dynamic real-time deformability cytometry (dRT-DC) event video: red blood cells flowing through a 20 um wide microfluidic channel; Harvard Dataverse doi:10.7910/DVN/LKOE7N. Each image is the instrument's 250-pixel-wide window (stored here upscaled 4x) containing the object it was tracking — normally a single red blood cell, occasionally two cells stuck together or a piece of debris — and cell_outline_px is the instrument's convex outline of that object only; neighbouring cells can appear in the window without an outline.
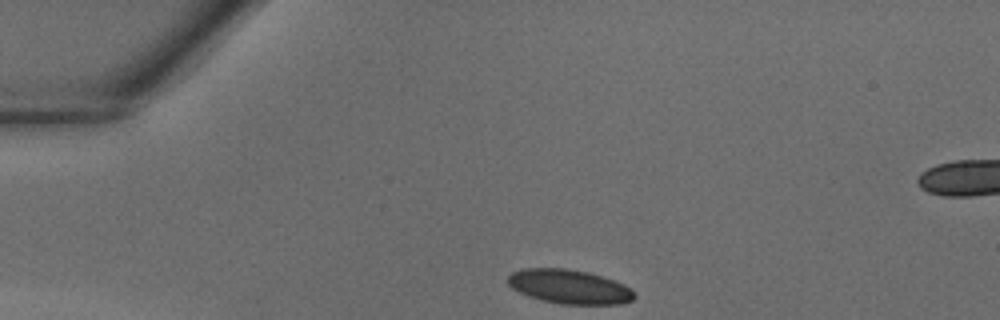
{"species": "common noctule bat (a hibernating species)", "species_latin": "Nyctalus noctula", "temperature_condition": "warm", "stored_images_in_passage": 34, "camera_frame_rate_fps": 3000, "um_per_image_px": 0.085, "animal": {"sex": "male", "body_mass_g": 18.8}, "frame": {"image": 1, "passage_image": 1, "time_ms": 0.0, "image_size_px": [1000, 320], "cell_outline_px": [[636, 296], [632, 300], [620, 304], [560, 304], [540, 300], [528, 296], [512, 288], [508, 284], [508, 276], [512, 272], [524, 268], [568, 268], [588, 272], [616, 280], [624, 284]], "centroid_in_image_um": [48.38, 24.36], "position_along_channel_um": 36.6, "area_um2": 25.26}}
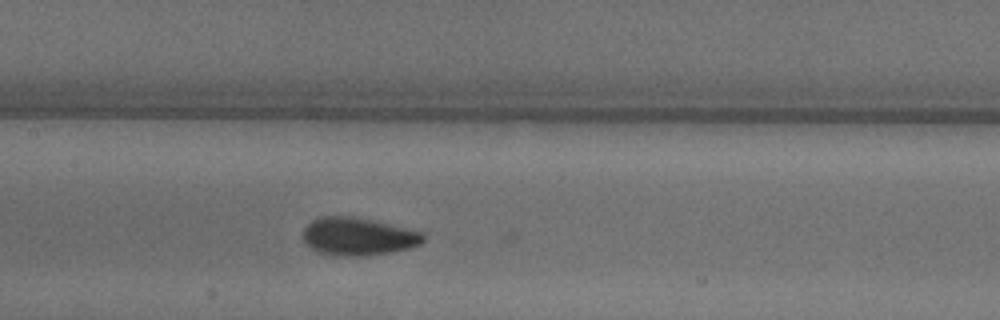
{"frame": {"image": 2, "passage_image": 12, "time_ms": 3.667, "image_size_px": [1000, 320], "cell_outline_px": [[424, 240], [420, 244], [412, 248], [392, 252], [368, 256], [344, 256], [320, 252], [312, 248], [304, 240], [304, 228], [312, 220], [320, 216], [352, 216], [372, 220], [424, 232]], "centroid_in_image_um": [30.48, 20.1], "position_along_channel_um": 176.9, "area_um2": 26.47}}
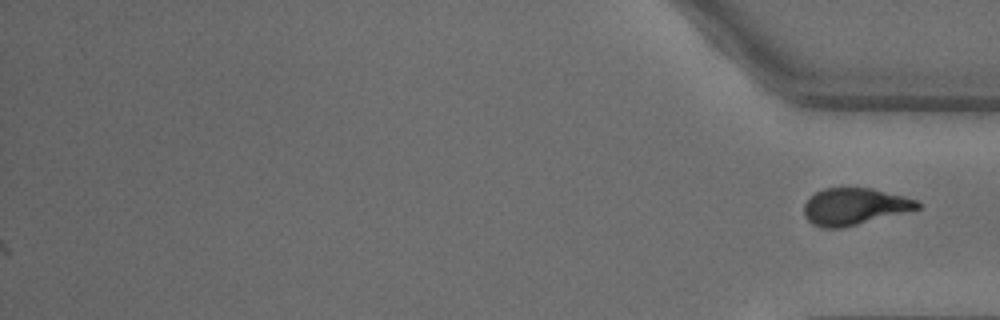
{"frame": {"image": 3, "passage_image": 34, "time_ms": 11.0, "image_size_px": [1000, 320], "cell_outline_px": [[920, 208], [840, 228], [820, 228], [812, 224], [804, 216], [804, 204], [816, 192], [824, 188], [872, 188], [904, 196], [916, 200], [920, 204]], "centroid_in_image_um": [72.59, 17.55], "position_along_channel_um": 362.6, "area_um2": 23.99}}